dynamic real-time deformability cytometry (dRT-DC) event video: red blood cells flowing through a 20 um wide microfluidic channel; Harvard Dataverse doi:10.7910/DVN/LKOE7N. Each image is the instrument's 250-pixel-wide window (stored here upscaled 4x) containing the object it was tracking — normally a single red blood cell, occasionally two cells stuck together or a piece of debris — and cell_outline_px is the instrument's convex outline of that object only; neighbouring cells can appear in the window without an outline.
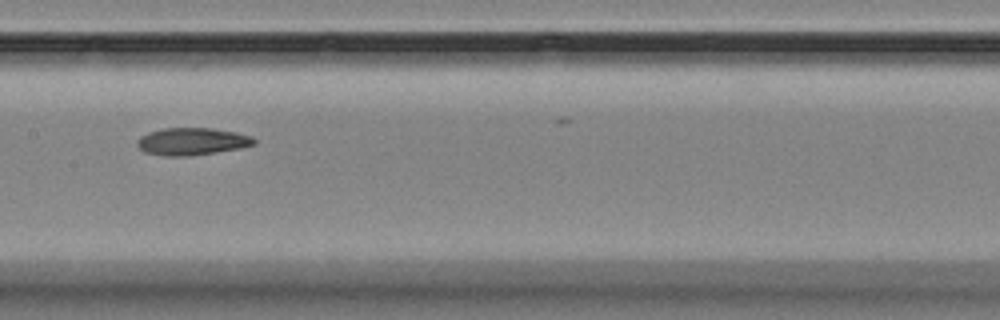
{"species": "Egyptian fruit bat (a non-hibernating species)", "species_latin": "Rousettus aegyptiacus", "temperature_condition": "room temperature", "stored_images_in_passage": 9, "camera_frame_rate_fps": 3000, "um_per_image_px": 0.085, "animal": {"sex": "female"}, "frame": {"image": 1, "passage_image": 6, "time_ms": 6.0, "image_size_px": [1000, 320], "cell_outline_px": [[256, 144], [240, 148], [192, 156], [164, 156], [144, 152], [136, 144], [136, 140], [140, 136], [148, 132], [164, 128], [212, 128], [236, 132], [252, 136], [256, 140]], "centroid_in_image_um": [16.31, 12.02], "position_along_channel_um": 191.1, "area_um2": 18.79}}
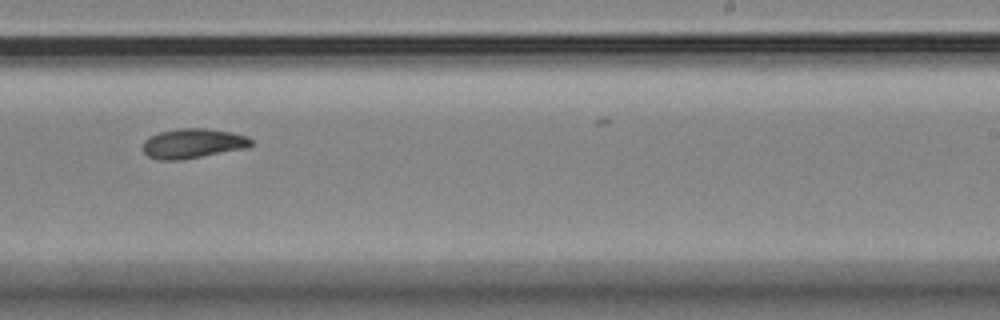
{"frame": {"image": 2, "passage_image": 8, "time_ms": 8.333, "image_size_px": [1000, 320], "cell_outline_px": [[252, 144], [248, 148], [180, 160], [160, 160], [148, 156], [140, 148], [144, 140], [148, 136], [160, 132], [180, 128], [208, 128], [232, 132], [248, 136], [252, 140]], "centroid_in_image_um": [16.38, 12.19], "position_along_channel_um": 272.6, "area_um2": 19.02}}
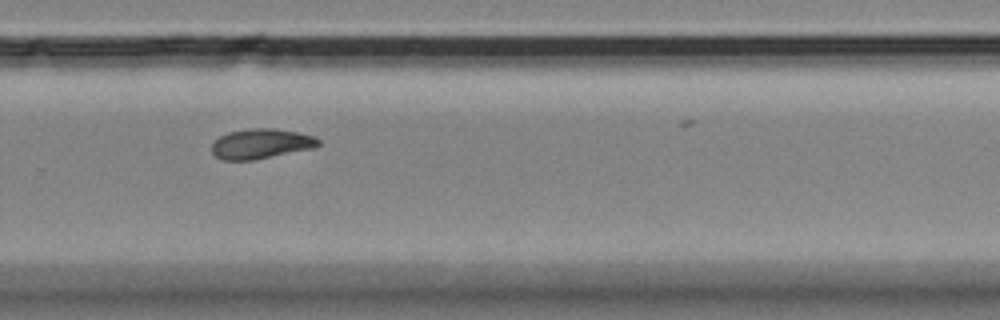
{"frame": {"image": 3, "passage_image": 9, "time_ms": 9.333, "image_size_px": [1000, 320], "cell_outline_px": [[320, 144], [316, 148], [256, 160], [220, 160], [212, 152], [212, 144], [220, 136], [228, 132], [252, 128], [276, 128], [316, 136], [320, 140]], "centroid_in_image_um": [22.23, 12.23], "position_along_channel_um": 307.6, "area_um2": 18.9}}